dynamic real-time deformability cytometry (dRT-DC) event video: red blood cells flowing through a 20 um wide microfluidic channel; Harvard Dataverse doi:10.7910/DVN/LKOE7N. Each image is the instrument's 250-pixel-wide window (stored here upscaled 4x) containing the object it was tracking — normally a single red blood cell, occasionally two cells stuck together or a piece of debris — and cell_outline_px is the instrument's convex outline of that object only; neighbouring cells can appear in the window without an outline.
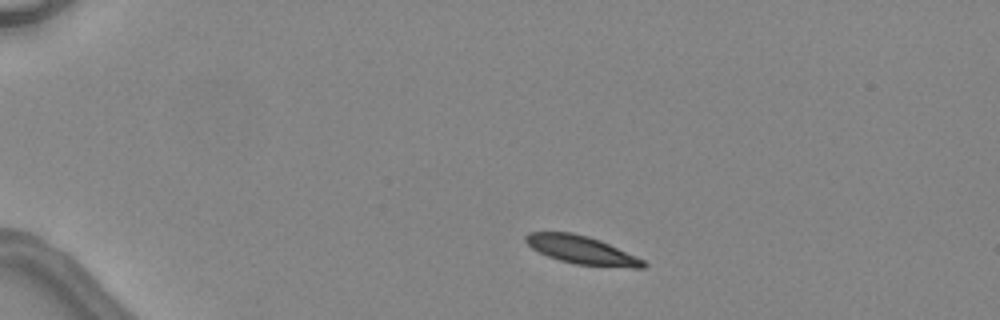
{"species": "common noctule bat (a hibernating species)", "species_latin": "Nyctalus noctula", "temperature_condition": "warm", "stored_images_in_passage": 4, "camera_frame_rate_fps": 3000, "um_per_image_px": 0.085, "animal": {"sex": "female", "body_mass_g": 24.6, "forearm_length_mm": 56.2}, "frame": {"image": 1, "passage_image": 1, "time_ms": 0.0, "image_size_px": [1000, 320], "cell_outline_px": [[648, 264], [644, 268], [632, 268], [576, 264], [560, 260], [548, 256], [532, 248], [524, 240], [524, 236], [528, 232], [572, 232], [588, 236], [600, 240], [636, 256], [644, 260]], "centroid_in_image_um": [49.45, 21.25], "position_along_channel_um": 35.5, "area_um2": 19.25}}
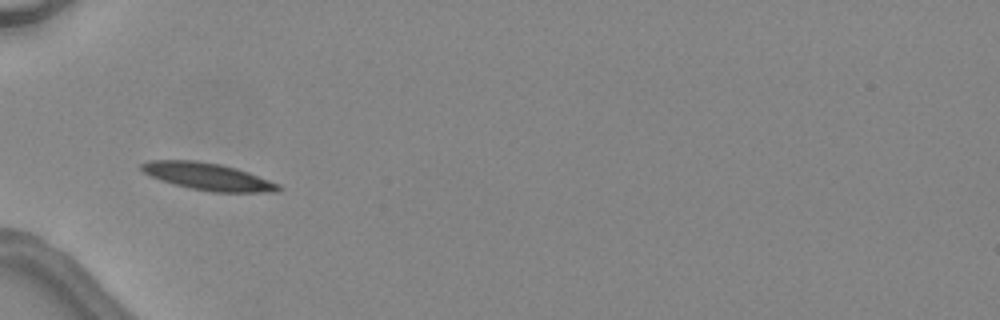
{"frame": {"image": 2, "passage_image": 3, "time_ms": 2.333, "image_size_px": [1000, 320], "cell_outline_px": [[284, 188], [276, 192], [212, 192], [188, 188], [160, 180], [144, 172], [140, 168], [140, 164], [148, 160], [196, 160], [220, 164], [236, 168], [248, 172], [280, 184]], "centroid_in_image_um": [17.68, 15.01], "position_along_channel_um": 67.3, "area_um2": 21.79}}